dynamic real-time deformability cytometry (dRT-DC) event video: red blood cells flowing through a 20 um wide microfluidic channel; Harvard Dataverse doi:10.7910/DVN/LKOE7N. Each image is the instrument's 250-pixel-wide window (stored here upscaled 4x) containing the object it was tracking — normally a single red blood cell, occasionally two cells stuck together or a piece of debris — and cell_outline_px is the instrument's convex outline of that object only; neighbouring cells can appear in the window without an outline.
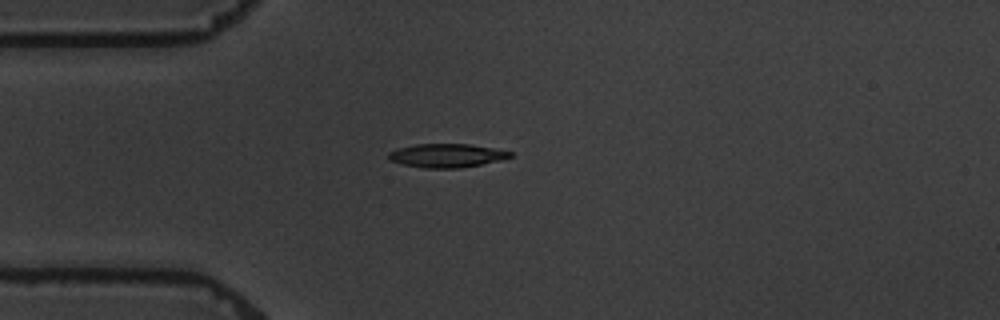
{"species": "common noctule bat (a hibernating species)", "species_latin": "Nyctalus noctula", "temperature_condition": "warm", "stored_images_in_passage": 1, "camera_frame_rate_fps": 3000, "um_per_image_px": 0.085, "animal": {"sex": "male", "body_mass_g": 19.5, "forearm_length_mm": 54.6}, "frame": {"image": 1, "passage_image": 1, "time_ms": 0.0, "image_size_px": [1000, 320], "cell_outline_px": [[512, 156], [500, 160], [460, 168], [424, 168], [404, 164], [392, 160], [388, 156], [388, 152], [396, 148], [416, 144], [472, 144], [512, 152]], "centroid_in_image_um": [37.96, 13.21], "position_along_channel_um": 47.0, "area_um2": 16.59}}